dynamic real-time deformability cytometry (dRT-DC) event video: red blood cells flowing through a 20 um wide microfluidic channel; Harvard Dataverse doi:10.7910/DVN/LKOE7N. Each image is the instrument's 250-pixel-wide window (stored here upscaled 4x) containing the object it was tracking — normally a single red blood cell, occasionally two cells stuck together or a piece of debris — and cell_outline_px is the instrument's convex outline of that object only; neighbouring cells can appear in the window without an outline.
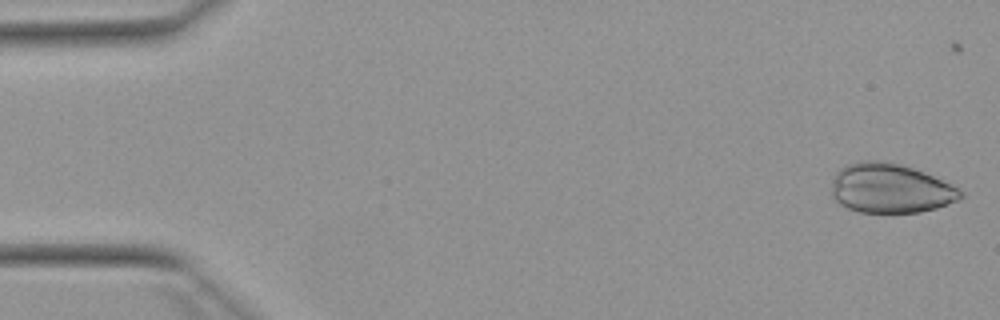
{"species": "Egyptian fruit bat (a non-hibernating species)", "species_latin": "Rousettus aegyptiacus", "temperature_condition": "warm", "stored_images_in_passage": 14, "camera_frame_rate_fps": 3000, "um_per_image_px": 0.085, "animal": {"sex": "female"}, "frame": {"image": 1, "passage_image": 2, "time_ms": 0.333, "image_size_px": [1000, 320], "cell_outline_px": [[964, 196], [960, 200], [936, 208], [920, 212], [860, 212], [848, 208], [840, 204], [832, 196], [832, 184], [836, 172], [840, 168], [856, 160], [888, 160], [924, 172], [964, 192]], "centroid_in_image_um": [75.66, 16.0], "position_along_channel_um": 9.3, "area_um2": 37.17}}